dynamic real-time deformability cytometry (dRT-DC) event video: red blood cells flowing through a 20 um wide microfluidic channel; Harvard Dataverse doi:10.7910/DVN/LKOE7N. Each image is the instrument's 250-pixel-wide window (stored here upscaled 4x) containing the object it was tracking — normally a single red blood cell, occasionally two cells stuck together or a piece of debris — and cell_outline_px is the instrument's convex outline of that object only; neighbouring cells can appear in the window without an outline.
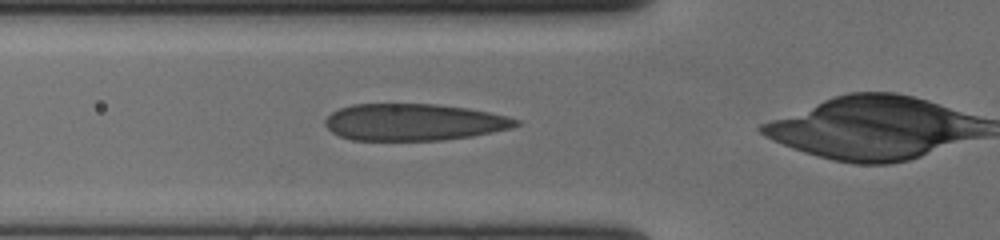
{"species": "human", "species_latin": "Homo sapiens", "temperature_condition": "cold", "stored_images_in_passage": 40, "camera_frame_rate_fps": 3000, "um_per_image_px": 0.085, "donor": {"sex": "female"}, "frame": {"image": 1, "passage_image": 15, "time_ms": 4.667, "image_size_px": [1000, 240], "cell_outline_px": [[520, 124], [512, 128], [472, 136], [444, 140], [352, 140], [340, 136], [332, 132], [324, 124], [324, 120], [332, 112], [340, 108], [352, 104], [436, 104], [468, 108], [508, 116], [520, 120]], "centroid_in_image_um": [35.18, 10.38], "position_along_channel_um": 90.6, "area_um2": 41.04}}
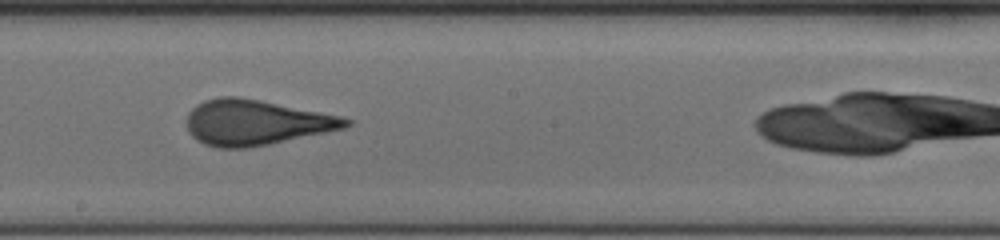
{"frame": {"image": 2, "passage_image": 26, "time_ms": 8.333, "image_size_px": [1000, 240], "cell_outline_px": [[352, 124], [344, 128], [268, 144], [248, 148], [216, 148], [204, 144], [196, 140], [188, 132], [188, 112], [196, 104], [204, 100], [220, 96], [240, 96], [340, 116], [352, 120]], "centroid_in_image_um": [21.7, 10.41], "position_along_channel_um": 226.5, "area_um2": 41.85}}
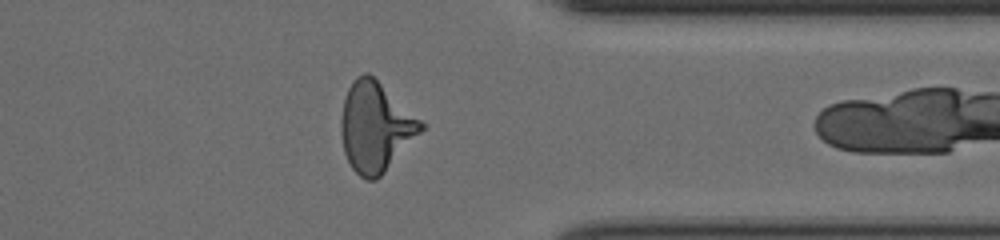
{"frame": {"image": 3, "passage_image": 39, "time_ms": 12.667, "image_size_px": [1000, 240], "cell_outline_px": [[424, 128], [384, 172], [376, 180], [364, 180], [352, 168], [344, 152], [340, 132], [340, 120], [344, 100], [348, 88], [352, 80], [356, 76], [364, 72], [368, 72], [420, 120], [424, 124]], "centroid_in_image_um": [31.86, 10.79], "position_along_channel_um": 379.5, "area_um2": 41.04}}